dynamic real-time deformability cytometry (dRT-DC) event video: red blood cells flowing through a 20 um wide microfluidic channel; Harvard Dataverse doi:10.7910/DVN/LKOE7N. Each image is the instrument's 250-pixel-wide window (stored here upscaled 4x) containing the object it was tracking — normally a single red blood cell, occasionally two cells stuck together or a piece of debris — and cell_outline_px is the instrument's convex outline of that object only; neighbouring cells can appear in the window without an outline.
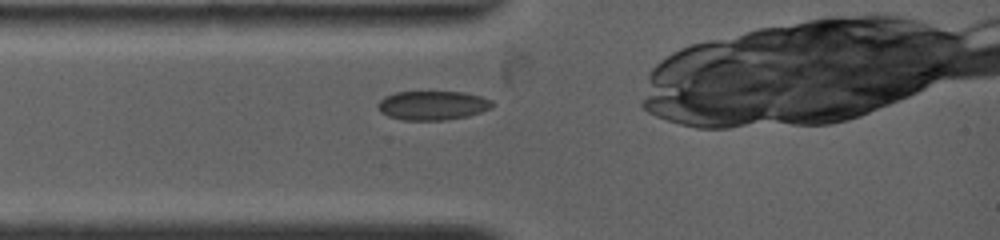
{"species": "common noctule bat (a hibernating species)", "species_latin": "Nyctalus noctula", "temperature_condition": "warm", "stored_images_in_passage": 51, "camera_frame_rate_fps": 4500, "um_per_image_px": 0.085, "animal": {"sex": "female", "body_mass_g": 19.0, "forearm_length_mm": 53.3}, "frame": {"image": 1, "passage_image": 1, "time_ms": 0.0, "image_size_px": [1000, 240], "cell_outline_px": [[492, 108], [468, 116], [444, 120], [404, 120], [388, 116], [380, 112], [376, 108], [376, 104], [384, 96], [396, 92], [464, 92], [480, 96], [492, 100]], "centroid_in_image_um": [36.73, 8.96], "position_along_channel_um": 48.3, "area_um2": 19.48}}
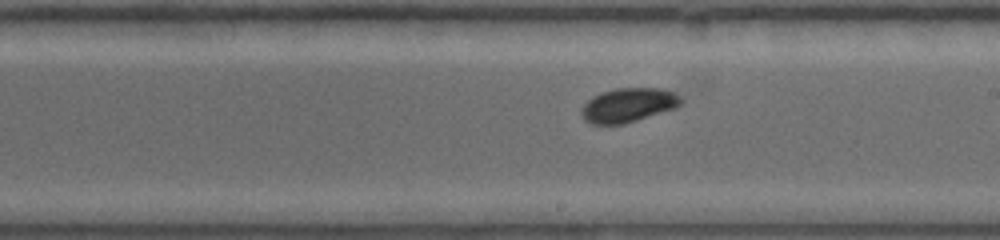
{"frame": {"image": 2, "passage_image": 27, "time_ms": 4.889, "image_size_px": [1000, 240], "cell_outline_px": [[684, 100], [676, 108], [624, 124], [592, 124], [584, 120], [580, 112], [580, 108], [592, 96], [600, 92], [616, 88], [660, 88], [676, 92]], "centroid_in_image_um": [53.4, 8.92], "position_along_channel_um": 235.6, "area_um2": 20.06}}
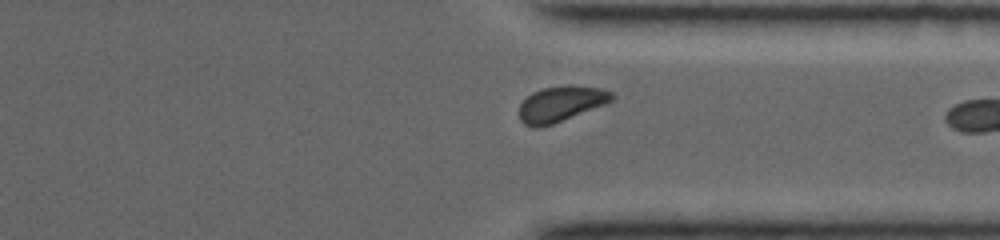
{"frame": {"image": 3, "passage_image": 48, "time_ms": 8.222, "image_size_px": [1000, 240], "cell_outline_px": [[616, 96], [612, 100], [604, 104], [552, 124], [536, 128], [524, 124], [520, 120], [520, 104], [532, 92], [544, 88], [600, 88], [612, 92]], "centroid_in_image_um": [47.64, 8.87], "position_along_channel_um": 363.8, "area_um2": 18.15}}